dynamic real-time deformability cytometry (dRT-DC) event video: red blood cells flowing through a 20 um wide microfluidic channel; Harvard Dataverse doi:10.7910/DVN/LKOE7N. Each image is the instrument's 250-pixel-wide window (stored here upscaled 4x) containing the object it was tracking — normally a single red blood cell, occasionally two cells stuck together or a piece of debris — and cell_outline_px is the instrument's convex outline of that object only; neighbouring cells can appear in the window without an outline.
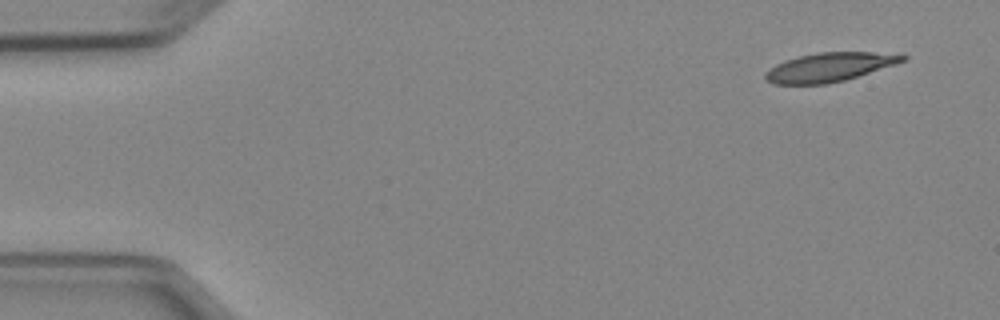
{"species": "Egyptian fruit bat (a non-hibernating species)", "species_latin": "Rousettus aegyptiacus", "temperature_condition": "cold", "stored_images_in_passage": 5, "camera_frame_rate_fps": 3000, "um_per_image_px": 0.085, "animal": {"sex": "female"}, "frame": {"image": 1, "passage_image": 1, "time_ms": 0.0, "image_size_px": [1000, 320], "cell_outline_px": [[908, 60], [896, 64], [844, 80], [828, 84], [772, 84], [764, 80], [764, 72], [768, 68], [784, 60], [800, 56], [820, 52], [872, 52], [908, 56]], "centroid_in_image_um": [70.44, 5.72], "position_along_channel_um": 14.6, "area_um2": 23.12}}
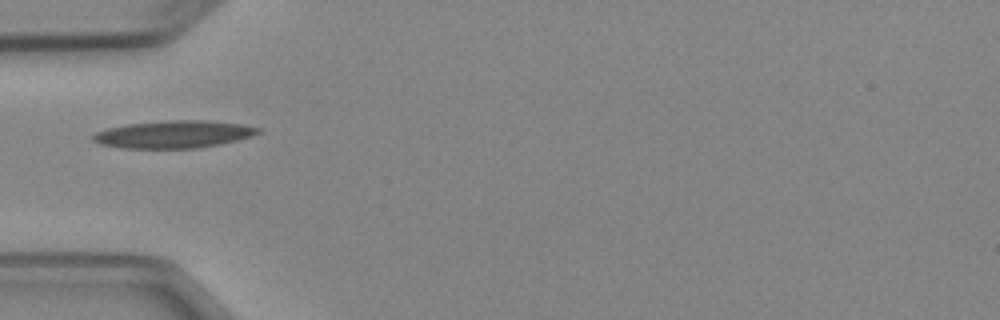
{"frame": {"image": 2, "passage_image": 4, "time_ms": 4.333, "image_size_px": [1000, 320], "cell_outline_px": [[260, 132], [252, 136], [220, 144], [196, 148], [120, 148], [100, 144], [92, 140], [92, 136], [96, 132], [108, 128], [128, 124], [168, 120], [208, 120], [240, 124], [260, 128]], "centroid_in_image_um": [14.75, 11.41], "position_along_channel_um": 70.3, "area_um2": 26.3}}
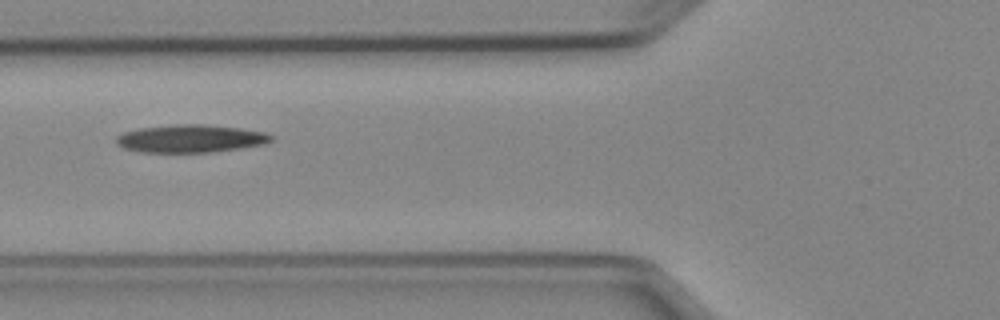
{"frame": {"image": 3, "passage_image": 5, "time_ms": 5.333, "image_size_px": [1000, 320], "cell_outline_px": [[272, 140], [264, 144], [216, 152], [140, 152], [124, 148], [116, 144], [116, 136], [124, 132], [140, 128], [176, 124], [204, 124], [240, 128], [264, 132], [272, 136]], "centroid_in_image_um": [16.18, 11.78], "position_along_channel_um": 109.6, "area_um2": 25.09}}